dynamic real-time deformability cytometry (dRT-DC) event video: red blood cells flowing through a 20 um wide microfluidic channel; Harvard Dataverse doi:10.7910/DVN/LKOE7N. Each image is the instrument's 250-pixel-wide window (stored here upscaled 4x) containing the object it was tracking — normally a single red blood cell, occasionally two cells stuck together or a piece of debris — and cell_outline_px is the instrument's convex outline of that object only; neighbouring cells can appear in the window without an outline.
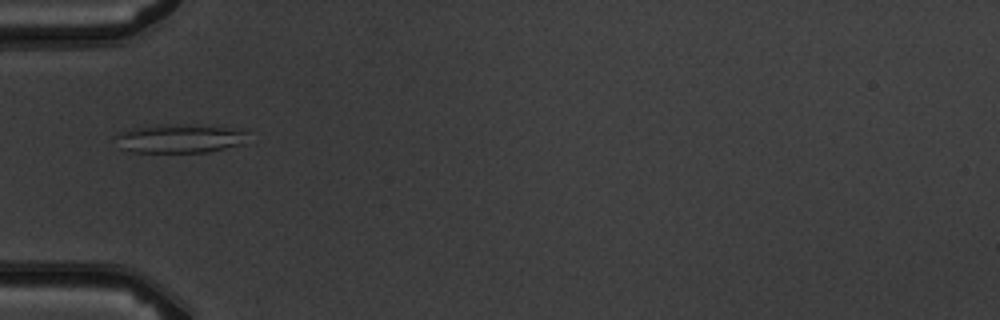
{"species": "common noctule bat (a hibernating species)", "species_latin": "Nyctalus noctula", "temperature_condition": "warm", "stored_images_in_passage": 7, "camera_frame_rate_fps": 3000, "um_per_image_px": 0.085, "animal": {"sex": "male", "body_mass_g": 19.5, "forearm_length_mm": 54.6}, "frame": {"image": 1, "passage_image": 6, "time_ms": 5.667, "image_size_px": [1000, 320], "cell_outline_px": [[248, 132], [244, 144], [208, 152], [132, 152], [120, 148], [112, 136], [120, 132], [132, 128], [156, 124], [180, 124], [224, 128]], "centroid_in_image_um": [15.18, 11.78], "position_along_channel_um": 69.8, "area_um2": 22.2}}
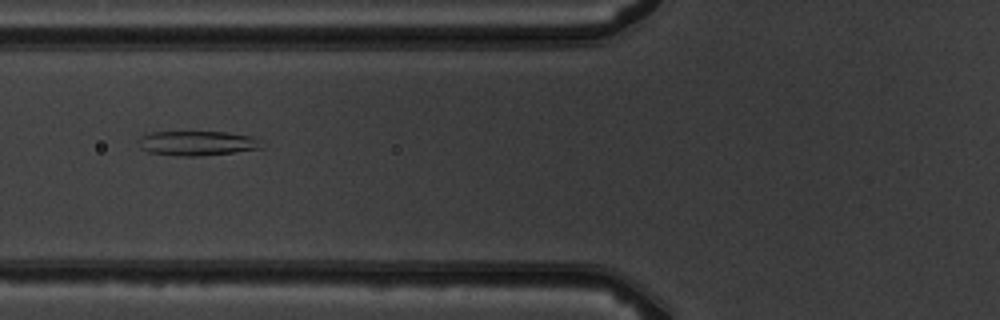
{"frame": {"image": 2, "passage_image": 7, "time_ms": 6.667, "image_size_px": [1000, 320], "cell_outline_px": [[264, 148], [236, 152], [196, 156], [176, 156], [148, 152], [140, 148], [136, 140], [140, 136], [152, 132], [228, 132], [252, 136]], "centroid_in_image_um": [16.7, 12.17], "position_along_channel_um": 109.1, "area_um2": 17.74}}